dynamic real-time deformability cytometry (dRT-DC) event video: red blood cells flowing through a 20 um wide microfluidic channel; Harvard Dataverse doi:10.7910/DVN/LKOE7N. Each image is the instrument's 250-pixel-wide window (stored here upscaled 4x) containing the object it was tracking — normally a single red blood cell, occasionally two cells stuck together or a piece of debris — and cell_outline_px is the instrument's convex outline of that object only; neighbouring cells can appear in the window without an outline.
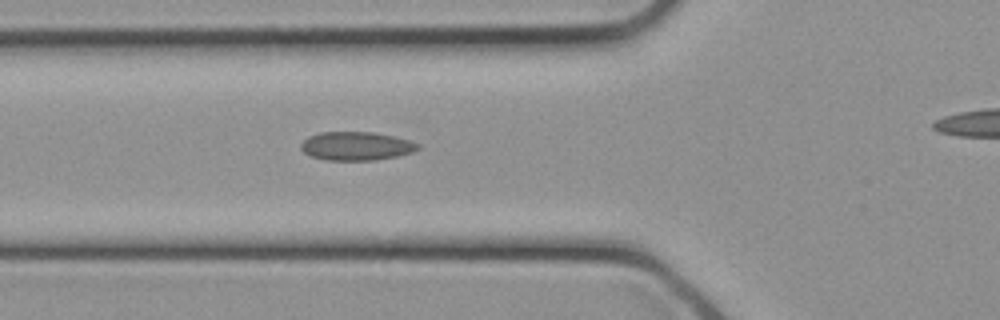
{"species": "common noctule bat (a hibernating species)", "species_latin": "Nyctalus noctula", "temperature_condition": "cold", "stored_images_in_passage": 4, "camera_frame_rate_fps": 3000, "um_per_image_px": 0.085, "animal": {"sex": "female", "body_mass_g": 21.9}, "frame": {"image": 1, "passage_image": 2, "time_ms": 0.333, "image_size_px": [1000, 320], "cell_outline_px": [[420, 148], [412, 152], [396, 156], [376, 160], [328, 160], [308, 156], [300, 148], [300, 144], [308, 136], [320, 132], [372, 132], [392, 136], [408, 140], [420, 144]], "centroid_in_image_um": [30.25, 12.41], "position_along_channel_um": 95.6, "area_um2": 19.48}}
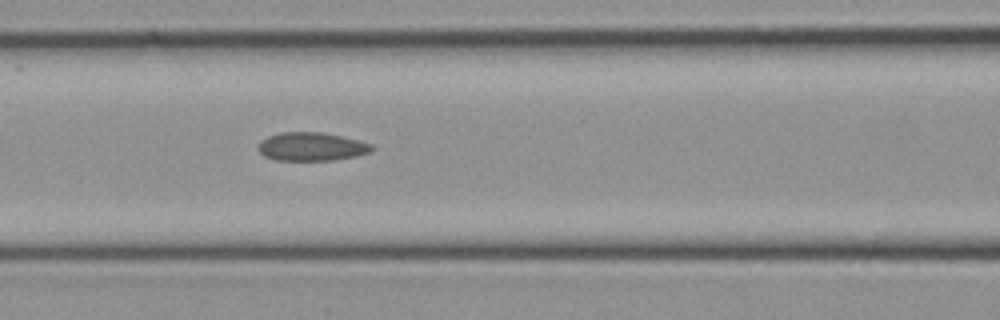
{"frame": {"image": 2, "passage_image": 4, "time_ms": 1.0, "image_size_px": [1000, 320], "cell_outline_px": [[376, 148], [368, 152], [356, 156], [332, 160], [276, 160], [264, 156], [256, 148], [256, 144], [260, 140], [268, 136], [280, 132], [320, 132], [360, 140], [372, 144]], "centroid_in_image_um": [26.44, 12.46], "position_along_channel_um": 140.2, "area_um2": 18.96}}